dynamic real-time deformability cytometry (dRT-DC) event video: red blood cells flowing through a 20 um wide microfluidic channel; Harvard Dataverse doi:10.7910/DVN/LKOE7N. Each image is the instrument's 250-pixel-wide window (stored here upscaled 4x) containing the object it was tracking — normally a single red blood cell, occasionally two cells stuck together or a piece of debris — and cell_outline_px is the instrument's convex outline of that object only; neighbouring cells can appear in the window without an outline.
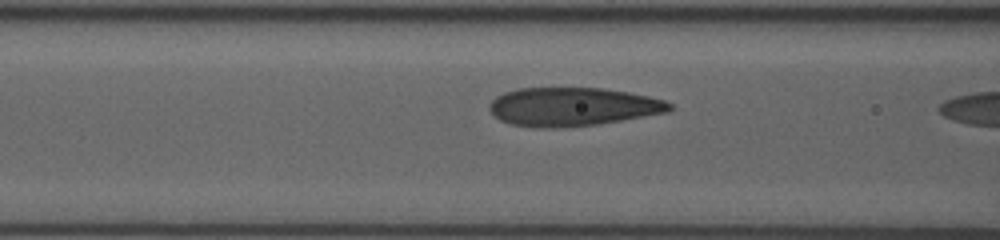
{"species": "human", "species_latin": "Homo sapiens", "temperature_condition": "room temperature", "stored_images_in_passage": 16, "camera_frame_rate_fps": 3000, "um_per_image_px": 0.085, "donor": {"sex": "female"}, "frame": {"image": 1, "passage_image": 14, "time_ms": 3.333, "image_size_px": [1000, 240], "cell_outline_px": [[672, 108], [668, 112], [596, 124], [552, 128], [540, 128], [512, 124], [500, 120], [488, 108], [488, 104], [496, 96], [504, 92], [516, 88], [600, 88], [628, 92], [648, 96], [664, 100], [672, 104]], "centroid_in_image_um": [48.64, 9.06], "position_along_channel_um": 118.0, "area_um2": 40.23}}